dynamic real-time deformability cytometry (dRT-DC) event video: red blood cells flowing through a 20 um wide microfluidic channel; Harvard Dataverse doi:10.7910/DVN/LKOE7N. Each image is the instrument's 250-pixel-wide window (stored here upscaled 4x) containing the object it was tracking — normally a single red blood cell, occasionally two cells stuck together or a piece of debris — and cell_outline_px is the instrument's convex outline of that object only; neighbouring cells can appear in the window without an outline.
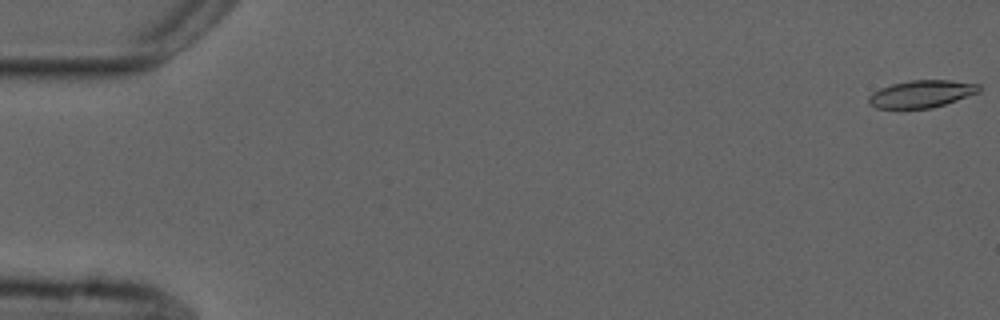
{"species": "common noctule bat (a hibernating species)", "species_latin": "Nyctalus noctula", "temperature_condition": "cold", "stored_images_in_passage": 55, "camera_frame_rate_fps": 3000, "um_per_image_px": 0.085, "animal": {"sex": "male", "forearm_length_mm": 52.5}, "frame": {"image": 1, "passage_image": 1, "time_ms": 0.0, "image_size_px": [1000, 320], "cell_outline_px": [[980, 92], [932, 108], [876, 108], [868, 104], [868, 96], [872, 92], [880, 88], [892, 84], [912, 80], [952, 80], [980, 84]], "centroid_in_image_um": [78.32, 7.98], "position_along_channel_um": 6.7, "area_um2": 17.57}}
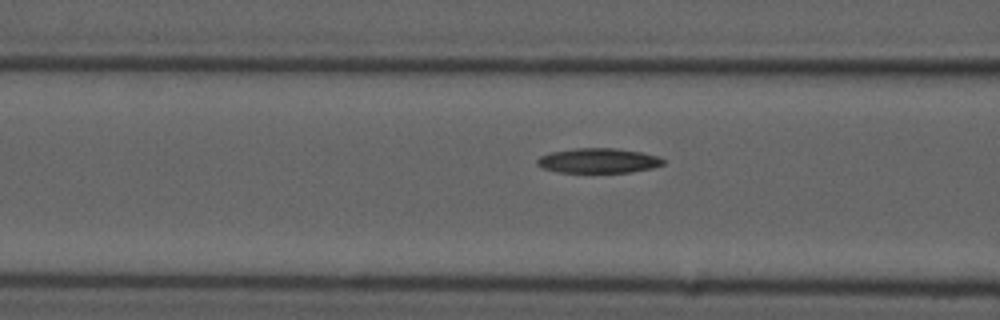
{"frame": {"image": 2, "passage_image": 22, "time_ms": 7.0, "image_size_px": [1000, 320], "cell_outline_px": [[664, 164], [652, 168], [632, 172], [560, 172], [544, 168], [536, 164], [536, 160], [540, 156], [552, 152], [576, 148], [616, 148], [640, 152], [660, 156], [664, 160]], "centroid_in_image_um": [50.89, 13.65], "position_along_channel_um": 115.7, "area_um2": 18.15}}
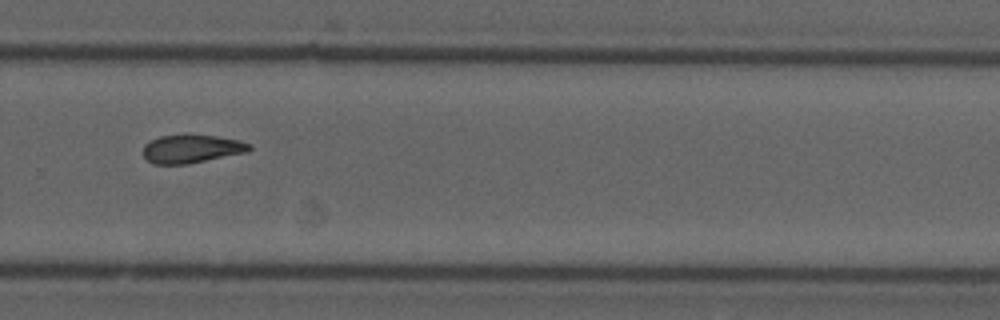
{"frame": {"image": 3, "passage_image": 38, "time_ms": 12.333, "image_size_px": [1000, 320], "cell_outline_px": [[252, 148], [248, 152], [188, 164], [152, 164], [144, 156], [144, 144], [160, 136], [184, 132], [216, 136], [240, 140], [252, 144]], "centroid_in_image_um": [16.31, 12.62], "position_along_channel_um": 313.5, "area_um2": 18.09}}